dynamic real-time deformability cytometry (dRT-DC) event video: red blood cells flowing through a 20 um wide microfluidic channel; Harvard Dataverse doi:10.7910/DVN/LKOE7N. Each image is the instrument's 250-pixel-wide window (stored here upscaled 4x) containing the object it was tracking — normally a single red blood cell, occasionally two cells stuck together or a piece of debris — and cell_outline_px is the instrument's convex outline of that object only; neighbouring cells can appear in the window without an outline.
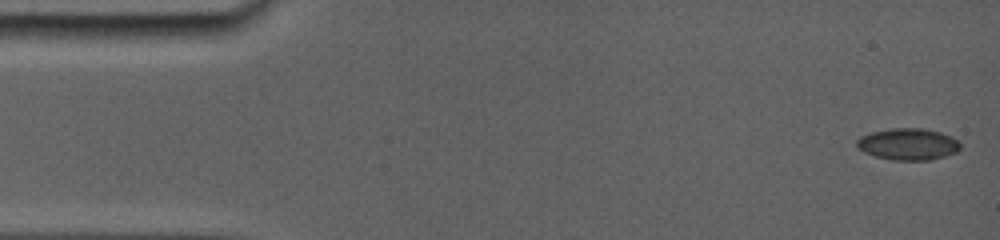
{"species": "common noctule bat (a hibernating species)", "species_latin": "Nyctalus noctula", "temperature_condition": "room temperature", "stored_images_in_passage": 3, "camera_frame_rate_fps": 5000, "um_per_image_px": 0.085, "animal": {"sex": "female", "body_mass_g": 19.0, "forearm_length_mm": 56.7}, "frame": {"image": 1, "passage_image": 1, "time_ms": 0.0, "image_size_px": [1000, 240], "cell_outline_px": [[960, 144], [952, 152], [940, 156], [924, 160], [904, 160], [880, 156], [868, 152], [860, 148], [856, 144], [864, 136], [872, 132], [896, 128], [920, 128], [936, 132], [948, 136], [956, 140]], "centroid_in_image_um": [77.18, 12.23], "position_along_channel_um": 7.8, "area_um2": 17.63}}